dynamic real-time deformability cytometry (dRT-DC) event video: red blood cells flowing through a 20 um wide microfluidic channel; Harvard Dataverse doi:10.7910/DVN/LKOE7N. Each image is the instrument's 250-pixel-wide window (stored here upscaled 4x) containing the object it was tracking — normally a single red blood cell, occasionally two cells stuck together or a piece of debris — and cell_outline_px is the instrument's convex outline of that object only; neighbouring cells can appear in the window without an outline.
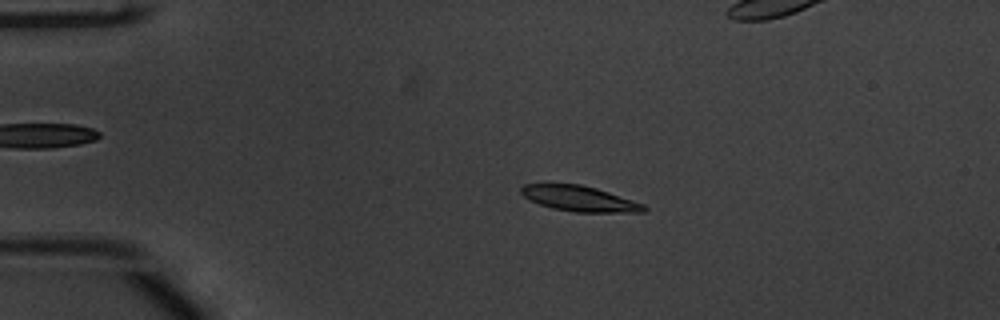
{"species": "common noctule bat (a hibernating species)", "species_latin": "Nyctalus noctula", "temperature_condition": "warm", "stored_images_in_passage": 53, "camera_frame_rate_fps": 3000, "um_per_image_px": 0.085, "animal": {"sex": "male", "body_mass_g": 20.1, "forearm_length_mm": 53.5}, "frame": {"image": 1, "passage_image": 11, "time_ms": 3.333, "image_size_px": [1000, 320], "cell_outline_px": [[648, 208], [644, 212], [572, 212], [552, 208], [540, 204], [524, 196], [520, 192], [520, 188], [524, 184], [580, 184], [596, 188], [644, 204]], "centroid_in_image_um": [49.26, 16.89], "position_along_channel_um": 35.7, "area_um2": 18.03}}
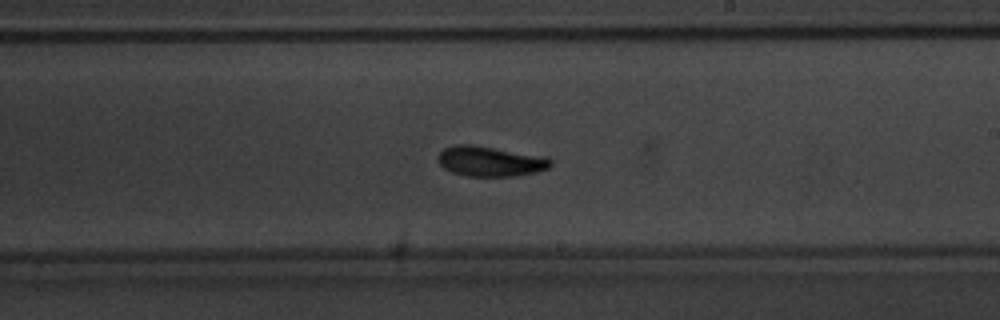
{"frame": {"image": 2, "passage_image": 31, "time_ms": 10.0, "image_size_px": [1000, 320], "cell_outline_px": [[552, 164], [548, 168], [536, 172], [516, 176], [468, 176], [452, 172], [444, 168], [436, 160], [436, 156], [444, 148], [456, 144], [472, 144], [548, 156], [552, 160]], "centroid_in_image_um": [41.68, 13.69], "position_along_channel_um": 247.3, "area_um2": 20.11}}
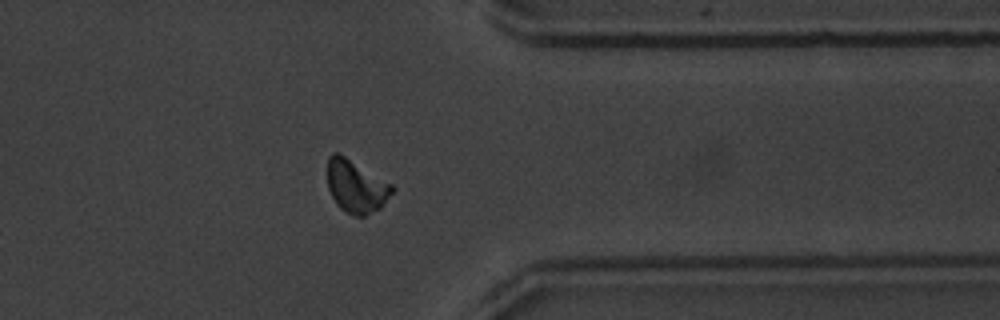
{"frame": {"image": 3, "passage_image": 42, "time_ms": 13.667, "image_size_px": [1000, 320], "cell_outline_px": [[396, 188], [380, 208], [364, 216], [352, 216], [344, 212], [336, 204], [328, 188], [328, 156], [332, 152], [340, 152], [392, 184]], "centroid_in_image_um": [30.26, 15.83], "position_along_channel_um": 381.1, "area_um2": 20.11}, "authors_computed_cell_mechanics": {"area_um2": 18.6116, "velocity_mm_per_s": 3.8303, "shape_relaxation_time_tau1_ms": 2.1733, "shape_relaxation_time_tau2_ms": 4.6077, "deformation_change_tau1": 0.1258, "deformation_change_tau2": 0.0904}}